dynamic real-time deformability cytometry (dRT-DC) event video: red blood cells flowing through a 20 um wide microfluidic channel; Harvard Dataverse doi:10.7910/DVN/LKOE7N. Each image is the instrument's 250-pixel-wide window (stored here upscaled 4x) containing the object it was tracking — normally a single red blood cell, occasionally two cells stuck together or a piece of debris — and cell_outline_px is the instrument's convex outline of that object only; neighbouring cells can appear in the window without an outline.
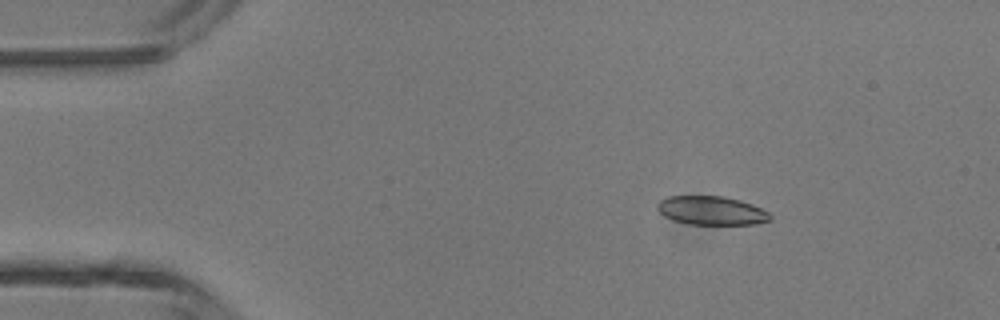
{"species": "common noctule bat (a hibernating species)", "species_latin": "Nyctalus noctula", "temperature_condition": "room temperature", "stored_images_in_passage": 4, "camera_frame_rate_fps": 3000, "um_per_image_px": 0.085, "animal": {"sex": "male", "body_mass_g": 13.3}, "frame": {"image": 1, "passage_image": 2, "time_ms": 0.333, "image_size_px": [1000, 320], "cell_outline_px": [[772, 220], [756, 224], [688, 224], [672, 220], [664, 216], [656, 208], [656, 204], [660, 200], [668, 196], [720, 196], [740, 200], [752, 204], [768, 212], [772, 216]], "centroid_in_image_um": [60.46, 17.9], "position_along_channel_um": 24.5, "area_um2": 18.96}}
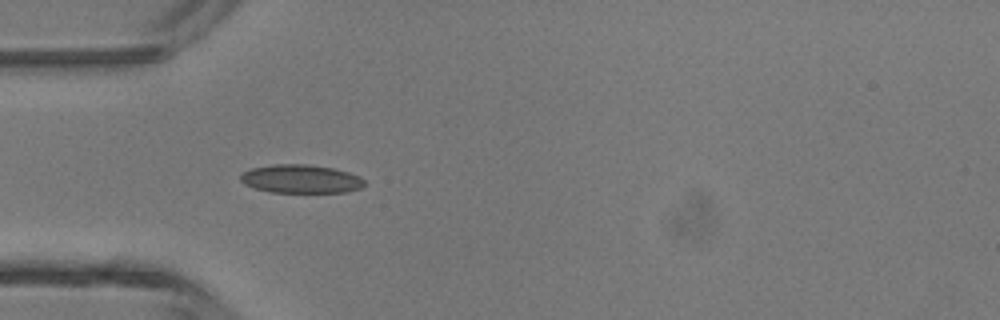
{"frame": {"image": 2, "passage_image": 4, "time_ms": 1.0, "image_size_px": [1000, 320], "cell_outline_px": [[364, 184], [360, 188], [348, 192], [268, 192], [244, 184], [240, 180], [240, 176], [244, 172], [252, 168], [272, 164], [308, 164], [332, 168], [348, 172], [360, 176], [364, 180]], "centroid_in_image_um": [25.57, 15.2], "position_along_channel_um": 59.4, "area_um2": 20.52}}